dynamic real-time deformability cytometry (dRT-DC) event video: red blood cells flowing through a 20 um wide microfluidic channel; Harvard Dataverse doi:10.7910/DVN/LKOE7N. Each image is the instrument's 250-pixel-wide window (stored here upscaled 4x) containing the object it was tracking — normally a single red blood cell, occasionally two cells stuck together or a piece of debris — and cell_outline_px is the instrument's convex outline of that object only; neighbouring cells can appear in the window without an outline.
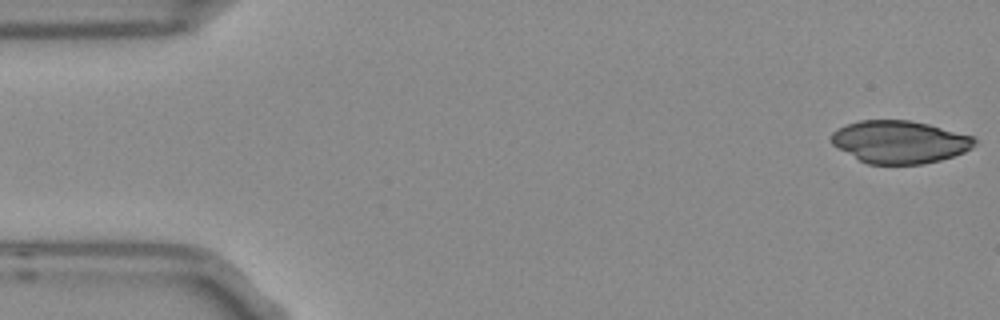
{"species": "Egyptian fruit bat (a non-hibernating species)", "species_latin": "Rousettus aegyptiacus", "temperature_condition": "room temperature", "stored_images_in_passage": 3, "camera_frame_rate_fps": 3000, "um_per_image_px": 0.085, "frame": {"image": 1, "passage_image": 1, "time_ms": 0.0, "image_size_px": [1000, 320], "cell_outline_px": [[976, 144], [972, 148], [964, 152], [940, 160], [924, 164], [868, 164], [860, 160], [832, 144], [832, 132], [848, 124], [860, 120], [908, 120], [928, 124], [972, 136], [976, 140]], "centroid_in_image_um": [76.49, 12.06], "position_along_channel_um": 8.5, "area_um2": 35.2}}